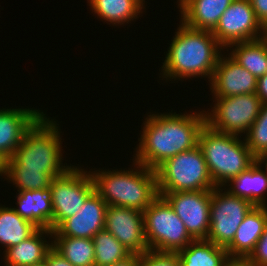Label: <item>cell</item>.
I'll use <instances>...</instances> for the list:
<instances>
[{"mask_svg": "<svg viewBox=\"0 0 267 266\" xmlns=\"http://www.w3.org/2000/svg\"><path fill=\"white\" fill-rule=\"evenodd\" d=\"M39 228L20 217L13 207L0 206V244L7 248L20 244Z\"/></svg>", "mask_w": 267, "mask_h": 266, "instance_id": "cell-25", "label": "cell"}, {"mask_svg": "<svg viewBox=\"0 0 267 266\" xmlns=\"http://www.w3.org/2000/svg\"><path fill=\"white\" fill-rule=\"evenodd\" d=\"M0 175L11 181L17 191L48 189L54 177L50 173L23 171L11 157L0 168Z\"/></svg>", "mask_w": 267, "mask_h": 266, "instance_id": "cell-27", "label": "cell"}, {"mask_svg": "<svg viewBox=\"0 0 267 266\" xmlns=\"http://www.w3.org/2000/svg\"><path fill=\"white\" fill-rule=\"evenodd\" d=\"M105 229L132 254L141 255L149 250L144 234L142 211L108 206L105 214Z\"/></svg>", "mask_w": 267, "mask_h": 266, "instance_id": "cell-13", "label": "cell"}, {"mask_svg": "<svg viewBox=\"0 0 267 266\" xmlns=\"http://www.w3.org/2000/svg\"><path fill=\"white\" fill-rule=\"evenodd\" d=\"M177 254L180 266H222L228 258L225 247L207 239L193 240Z\"/></svg>", "mask_w": 267, "mask_h": 266, "instance_id": "cell-23", "label": "cell"}, {"mask_svg": "<svg viewBox=\"0 0 267 266\" xmlns=\"http://www.w3.org/2000/svg\"><path fill=\"white\" fill-rule=\"evenodd\" d=\"M133 169L89 171L95 192L108 206L144 211L158 196L156 171L134 162Z\"/></svg>", "mask_w": 267, "mask_h": 266, "instance_id": "cell-3", "label": "cell"}, {"mask_svg": "<svg viewBox=\"0 0 267 266\" xmlns=\"http://www.w3.org/2000/svg\"><path fill=\"white\" fill-rule=\"evenodd\" d=\"M244 138L255 158L267 153V103L262 104L259 116Z\"/></svg>", "mask_w": 267, "mask_h": 266, "instance_id": "cell-29", "label": "cell"}, {"mask_svg": "<svg viewBox=\"0 0 267 266\" xmlns=\"http://www.w3.org/2000/svg\"><path fill=\"white\" fill-rule=\"evenodd\" d=\"M52 238V247L73 266H94L95 249L92 239L68 236Z\"/></svg>", "mask_w": 267, "mask_h": 266, "instance_id": "cell-26", "label": "cell"}, {"mask_svg": "<svg viewBox=\"0 0 267 266\" xmlns=\"http://www.w3.org/2000/svg\"><path fill=\"white\" fill-rule=\"evenodd\" d=\"M256 162L262 167H265L266 170V176H267V153L262 154L256 158ZM264 163V164H263ZM263 164V165H262ZM265 165V166H264Z\"/></svg>", "mask_w": 267, "mask_h": 266, "instance_id": "cell-37", "label": "cell"}, {"mask_svg": "<svg viewBox=\"0 0 267 266\" xmlns=\"http://www.w3.org/2000/svg\"><path fill=\"white\" fill-rule=\"evenodd\" d=\"M92 240L95 249L94 266H112L132 254L106 229L95 234Z\"/></svg>", "mask_w": 267, "mask_h": 266, "instance_id": "cell-28", "label": "cell"}, {"mask_svg": "<svg viewBox=\"0 0 267 266\" xmlns=\"http://www.w3.org/2000/svg\"><path fill=\"white\" fill-rule=\"evenodd\" d=\"M137 266H180L177 252L148 250L139 255Z\"/></svg>", "mask_w": 267, "mask_h": 266, "instance_id": "cell-30", "label": "cell"}, {"mask_svg": "<svg viewBox=\"0 0 267 266\" xmlns=\"http://www.w3.org/2000/svg\"><path fill=\"white\" fill-rule=\"evenodd\" d=\"M16 198L18 207L13 209L20 217L39 229L51 230L53 207L50 188L18 191Z\"/></svg>", "mask_w": 267, "mask_h": 266, "instance_id": "cell-19", "label": "cell"}, {"mask_svg": "<svg viewBox=\"0 0 267 266\" xmlns=\"http://www.w3.org/2000/svg\"><path fill=\"white\" fill-rule=\"evenodd\" d=\"M260 39L267 45V21L262 24Z\"/></svg>", "mask_w": 267, "mask_h": 266, "instance_id": "cell-38", "label": "cell"}, {"mask_svg": "<svg viewBox=\"0 0 267 266\" xmlns=\"http://www.w3.org/2000/svg\"><path fill=\"white\" fill-rule=\"evenodd\" d=\"M139 254H131L126 259L114 263L112 266H137Z\"/></svg>", "mask_w": 267, "mask_h": 266, "instance_id": "cell-36", "label": "cell"}, {"mask_svg": "<svg viewBox=\"0 0 267 266\" xmlns=\"http://www.w3.org/2000/svg\"><path fill=\"white\" fill-rule=\"evenodd\" d=\"M215 105L206 113V124L215 131L243 136L260 114L262 102L256 93L214 98Z\"/></svg>", "mask_w": 267, "mask_h": 266, "instance_id": "cell-9", "label": "cell"}, {"mask_svg": "<svg viewBox=\"0 0 267 266\" xmlns=\"http://www.w3.org/2000/svg\"><path fill=\"white\" fill-rule=\"evenodd\" d=\"M261 27L250 0H234L220 17L212 34L228 52V46L234 43L260 39Z\"/></svg>", "mask_w": 267, "mask_h": 266, "instance_id": "cell-11", "label": "cell"}, {"mask_svg": "<svg viewBox=\"0 0 267 266\" xmlns=\"http://www.w3.org/2000/svg\"><path fill=\"white\" fill-rule=\"evenodd\" d=\"M144 234L149 250L179 252L194 239L172 206L158 195L143 211Z\"/></svg>", "mask_w": 267, "mask_h": 266, "instance_id": "cell-7", "label": "cell"}, {"mask_svg": "<svg viewBox=\"0 0 267 266\" xmlns=\"http://www.w3.org/2000/svg\"><path fill=\"white\" fill-rule=\"evenodd\" d=\"M49 188L53 207L51 231L65 219L78 213L86 199L95 191L91 174L73 165L63 175L55 177Z\"/></svg>", "mask_w": 267, "mask_h": 266, "instance_id": "cell-8", "label": "cell"}, {"mask_svg": "<svg viewBox=\"0 0 267 266\" xmlns=\"http://www.w3.org/2000/svg\"><path fill=\"white\" fill-rule=\"evenodd\" d=\"M256 95L261 100L262 104L267 103V73L257 79Z\"/></svg>", "mask_w": 267, "mask_h": 266, "instance_id": "cell-34", "label": "cell"}, {"mask_svg": "<svg viewBox=\"0 0 267 266\" xmlns=\"http://www.w3.org/2000/svg\"><path fill=\"white\" fill-rule=\"evenodd\" d=\"M239 138L241 136L215 131L207 124L199 134L198 146L216 187H225L256 161L245 139Z\"/></svg>", "mask_w": 267, "mask_h": 266, "instance_id": "cell-5", "label": "cell"}, {"mask_svg": "<svg viewBox=\"0 0 267 266\" xmlns=\"http://www.w3.org/2000/svg\"><path fill=\"white\" fill-rule=\"evenodd\" d=\"M248 260L253 266H267V224Z\"/></svg>", "mask_w": 267, "mask_h": 266, "instance_id": "cell-31", "label": "cell"}, {"mask_svg": "<svg viewBox=\"0 0 267 266\" xmlns=\"http://www.w3.org/2000/svg\"><path fill=\"white\" fill-rule=\"evenodd\" d=\"M225 189V187L224 189L215 187L212 190L210 229L206 239L226 248L234 239L244 217L254 205L244 198L231 195Z\"/></svg>", "mask_w": 267, "mask_h": 266, "instance_id": "cell-10", "label": "cell"}, {"mask_svg": "<svg viewBox=\"0 0 267 266\" xmlns=\"http://www.w3.org/2000/svg\"><path fill=\"white\" fill-rule=\"evenodd\" d=\"M46 266H73L67 259L59 254L53 247L45 258Z\"/></svg>", "mask_w": 267, "mask_h": 266, "instance_id": "cell-32", "label": "cell"}, {"mask_svg": "<svg viewBox=\"0 0 267 266\" xmlns=\"http://www.w3.org/2000/svg\"><path fill=\"white\" fill-rule=\"evenodd\" d=\"M267 224V206H253L239 225L232 242L225 248L228 257L248 258Z\"/></svg>", "mask_w": 267, "mask_h": 266, "instance_id": "cell-17", "label": "cell"}, {"mask_svg": "<svg viewBox=\"0 0 267 266\" xmlns=\"http://www.w3.org/2000/svg\"><path fill=\"white\" fill-rule=\"evenodd\" d=\"M43 114L36 109H0V165L10 158L26 131Z\"/></svg>", "mask_w": 267, "mask_h": 266, "instance_id": "cell-16", "label": "cell"}, {"mask_svg": "<svg viewBox=\"0 0 267 266\" xmlns=\"http://www.w3.org/2000/svg\"><path fill=\"white\" fill-rule=\"evenodd\" d=\"M90 8L97 18L107 23L115 25H123L134 19L145 9V4L140 0H87ZM144 6V7H143Z\"/></svg>", "mask_w": 267, "mask_h": 266, "instance_id": "cell-22", "label": "cell"}, {"mask_svg": "<svg viewBox=\"0 0 267 266\" xmlns=\"http://www.w3.org/2000/svg\"><path fill=\"white\" fill-rule=\"evenodd\" d=\"M25 266H46V262H45V260H42L40 262L29 264V265H25Z\"/></svg>", "mask_w": 267, "mask_h": 266, "instance_id": "cell-39", "label": "cell"}, {"mask_svg": "<svg viewBox=\"0 0 267 266\" xmlns=\"http://www.w3.org/2000/svg\"><path fill=\"white\" fill-rule=\"evenodd\" d=\"M257 20L261 23L267 21V0H250Z\"/></svg>", "mask_w": 267, "mask_h": 266, "instance_id": "cell-33", "label": "cell"}, {"mask_svg": "<svg viewBox=\"0 0 267 266\" xmlns=\"http://www.w3.org/2000/svg\"><path fill=\"white\" fill-rule=\"evenodd\" d=\"M234 0H178L181 20L186 26L213 31Z\"/></svg>", "mask_w": 267, "mask_h": 266, "instance_id": "cell-18", "label": "cell"}, {"mask_svg": "<svg viewBox=\"0 0 267 266\" xmlns=\"http://www.w3.org/2000/svg\"><path fill=\"white\" fill-rule=\"evenodd\" d=\"M213 97H230L256 93L257 79L243 66L235 62L229 55L221 56L209 84Z\"/></svg>", "mask_w": 267, "mask_h": 266, "instance_id": "cell-15", "label": "cell"}, {"mask_svg": "<svg viewBox=\"0 0 267 266\" xmlns=\"http://www.w3.org/2000/svg\"><path fill=\"white\" fill-rule=\"evenodd\" d=\"M143 124L134 161L156 170L169 158L198 145L199 134L206 124L205 111L150 114Z\"/></svg>", "mask_w": 267, "mask_h": 266, "instance_id": "cell-1", "label": "cell"}, {"mask_svg": "<svg viewBox=\"0 0 267 266\" xmlns=\"http://www.w3.org/2000/svg\"><path fill=\"white\" fill-rule=\"evenodd\" d=\"M222 266H253L248 258L228 257Z\"/></svg>", "mask_w": 267, "mask_h": 266, "instance_id": "cell-35", "label": "cell"}, {"mask_svg": "<svg viewBox=\"0 0 267 266\" xmlns=\"http://www.w3.org/2000/svg\"><path fill=\"white\" fill-rule=\"evenodd\" d=\"M228 47L231 50L229 56L256 79L267 73V45L261 39L238 42Z\"/></svg>", "mask_w": 267, "mask_h": 266, "instance_id": "cell-24", "label": "cell"}, {"mask_svg": "<svg viewBox=\"0 0 267 266\" xmlns=\"http://www.w3.org/2000/svg\"><path fill=\"white\" fill-rule=\"evenodd\" d=\"M42 114L26 131L11 158L23 171L50 173L54 178L72 166L63 165L59 124Z\"/></svg>", "mask_w": 267, "mask_h": 266, "instance_id": "cell-4", "label": "cell"}, {"mask_svg": "<svg viewBox=\"0 0 267 266\" xmlns=\"http://www.w3.org/2000/svg\"><path fill=\"white\" fill-rule=\"evenodd\" d=\"M175 33L161 69L163 79L201 76L210 82L224 48L211 31L193 29L182 21Z\"/></svg>", "mask_w": 267, "mask_h": 266, "instance_id": "cell-2", "label": "cell"}, {"mask_svg": "<svg viewBox=\"0 0 267 266\" xmlns=\"http://www.w3.org/2000/svg\"><path fill=\"white\" fill-rule=\"evenodd\" d=\"M49 235L52 238L50 229H38L20 244L7 248L4 251V264L6 266H25L45 260L47 253L52 248V241L47 242L45 238Z\"/></svg>", "mask_w": 267, "mask_h": 266, "instance_id": "cell-21", "label": "cell"}, {"mask_svg": "<svg viewBox=\"0 0 267 266\" xmlns=\"http://www.w3.org/2000/svg\"><path fill=\"white\" fill-rule=\"evenodd\" d=\"M155 171L158 193L213 190L216 187L198 145L169 158Z\"/></svg>", "mask_w": 267, "mask_h": 266, "instance_id": "cell-6", "label": "cell"}, {"mask_svg": "<svg viewBox=\"0 0 267 266\" xmlns=\"http://www.w3.org/2000/svg\"><path fill=\"white\" fill-rule=\"evenodd\" d=\"M227 185L230 187L226 190L231 195L244 198L254 206H267V176L256 161L225 184Z\"/></svg>", "mask_w": 267, "mask_h": 266, "instance_id": "cell-20", "label": "cell"}, {"mask_svg": "<svg viewBox=\"0 0 267 266\" xmlns=\"http://www.w3.org/2000/svg\"><path fill=\"white\" fill-rule=\"evenodd\" d=\"M108 205L94 191L84 202L80 211L65 219L52 236H68L92 239L95 234L105 229V214Z\"/></svg>", "mask_w": 267, "mask_h": 266, "instance_id": "cell-14", "label": "cell"}, {"mask_svg": "<svg viewBox=\"0 0 267 266\" xmlns=\"http://www.w3.org/2000/svg\"><path fill=\"white\" fill-rule=\"evenodd\" d=\"M172 206L194 239H206L210 229L212 190L158 193Z\"/></svg>", "mask_w": 267, "mask_h": 266, "instance_id": "cell-12", "label": "cell"}]
</instances>
